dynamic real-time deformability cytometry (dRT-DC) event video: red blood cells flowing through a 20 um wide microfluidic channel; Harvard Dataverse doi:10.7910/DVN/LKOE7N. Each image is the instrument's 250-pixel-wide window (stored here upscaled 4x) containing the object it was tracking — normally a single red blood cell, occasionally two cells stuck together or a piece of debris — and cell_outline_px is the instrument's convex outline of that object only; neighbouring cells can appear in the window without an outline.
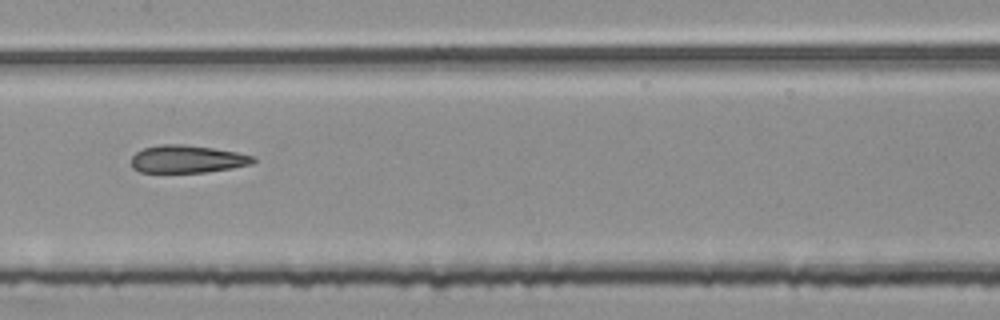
{"species": "common noctule bat (a hibernating species)", "species_latin": "Nyctalus noctula", "temperature_condition": "room temperature", "stored_images_in_passage": 54, "segment_of_instrument_passage": [2, 2], "camera_frame_rate_fps": 3000, "um_per_image_px": 0.085, "animal": {"sex": "female", "body_mass_g": 25.1}, "frame": {"image": 1, "passage_image": 27, "time_ms": 8.667, "image_size_px": [1000, 320], "cell_outline_px": [[256, 160], [252, 164], [232, 168], [204, 172], [140, 172], [132, 168], [132, 156], [136, 152], [144, 148], [160, 144], [184, 144], [212, 148], [236, 152], [256, 156]], "centroid_in_image_um": [15.93, 13.52], "position_along_channel_um": 191.5, "area_um2": 19.65}}
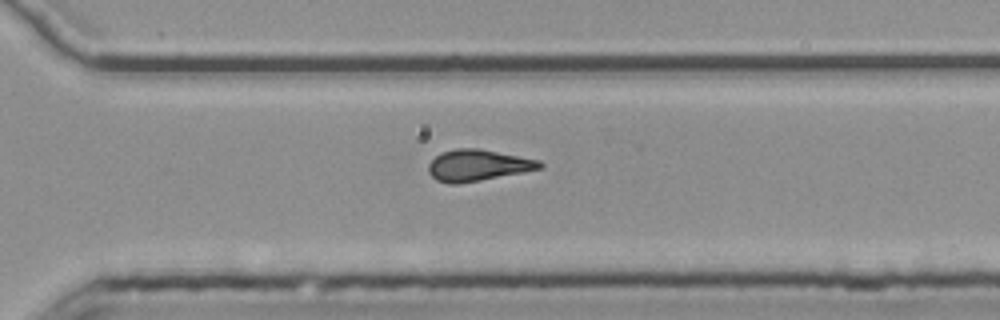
{"frame": {"image": 2, "passage_image": 38, "time_ms": 12.333, "image_size_px": [1000, 320], "cell_outline_px": [[544, 168], [524, 172], [480, 180], [456, 184], [448, 184], [436, 180], [428, 172], [428, 164], [440, 152], [456, 148], [480, 148], [540, 160], [544, 164]], "centroid_in_image_um": [40.62, 14.04], "position_along_channel_um": 330.0, "area_um2": 20.52}}
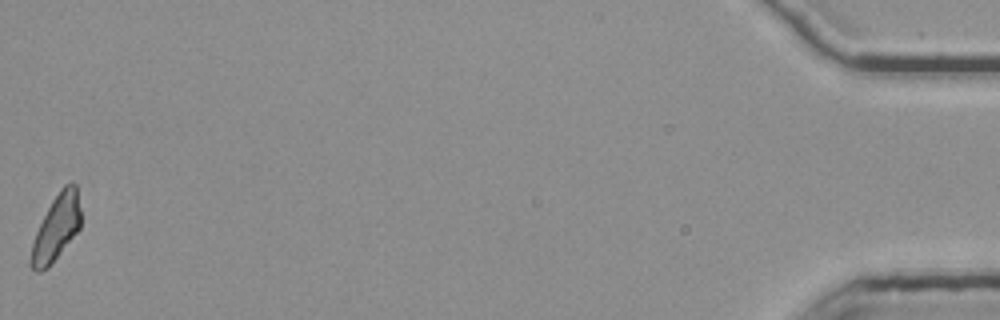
{"frame": {"image": 3, "passage_image": 54, "time_ms": 17.667, "image_size_px": [1000, 320], "cell_outline_px": [[80, 228], [48, 268], [40, 272], [36, 272], [28, 264], [32, 244], [36, 232], [52, 200], [60, 188], [64, 184], [72, 180], [76, 184], [80, 208]], "centroid_in_image_um": [4.77, 19.36], "position_along_channel_um": 430.4, "area_um2": 19.07}}